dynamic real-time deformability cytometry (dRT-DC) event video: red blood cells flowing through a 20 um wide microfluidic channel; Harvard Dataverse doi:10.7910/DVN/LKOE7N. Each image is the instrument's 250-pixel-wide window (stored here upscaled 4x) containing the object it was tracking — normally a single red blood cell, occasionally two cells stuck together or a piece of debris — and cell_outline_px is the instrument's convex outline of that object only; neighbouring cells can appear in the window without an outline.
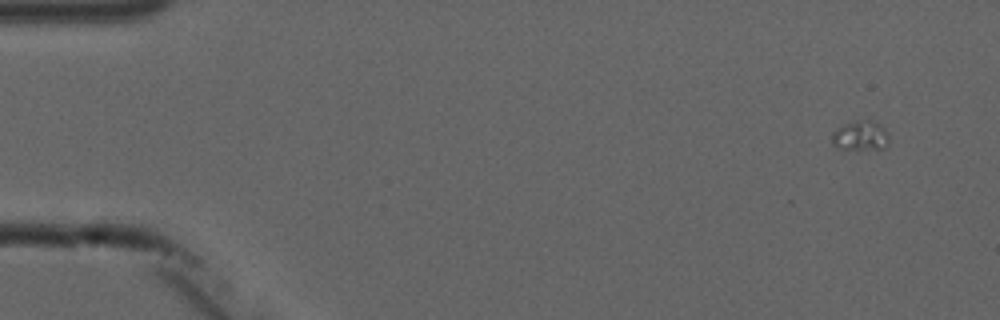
{"species": "common noctule bat (a hibernating species)", "species_latin": "Nyctalus noctula", "temperature_condition": "cold", "stored_images_in_passage": 4, "camera_frame_rate_fps": 3000, "um_per_image_px": 0.085, "animal": {"sex": "male", "forearm_length_mm": 52.5}, "frame": {"image": 1, "passage_image": 1, "time_ms": 0.0, "image_size_px": [1000, 320], "cell_outline_px": [[888, 144], [884, 148], [860, 152], [840, 148], [832, 144], [832, 132], [836, 128], [844, 124], [856, 120], [860, 120], [880, 124], [888, 132]], "centroid_in_image_um": [73.13, 11.59], "position_along_channel_um": 11.9, "area_um2": 10.23}}